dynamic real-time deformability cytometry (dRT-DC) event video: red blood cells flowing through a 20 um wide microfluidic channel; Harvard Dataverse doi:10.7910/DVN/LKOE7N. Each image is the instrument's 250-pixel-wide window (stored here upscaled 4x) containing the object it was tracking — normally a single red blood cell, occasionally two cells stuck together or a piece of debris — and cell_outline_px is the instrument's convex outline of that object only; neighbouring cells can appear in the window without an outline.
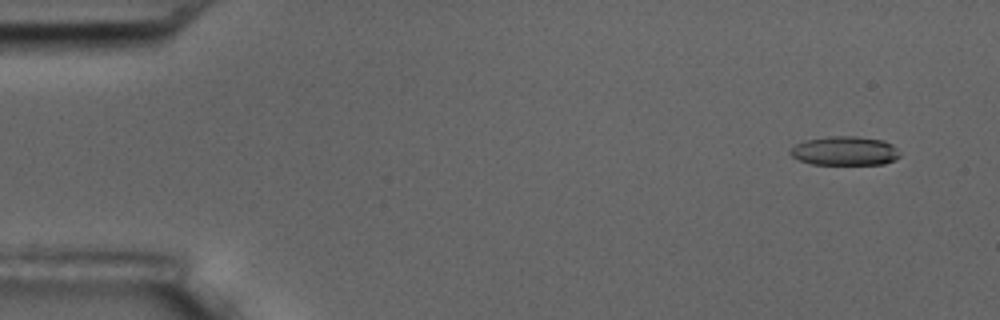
{"species": "common noctule bat (a hibernating species)", "species_latin": "Nyctalus noctula", "temperature_condition": "room temperature", "stored_images_in_passage": 5, "camera_frame_rate_fps": 3000, "um_per_image_px": 0.085, "animal": {"sex": "male", "body_mass_g": 17.5, "forearm_length_mm": 52.3}, "frame": {"image": 1, "passage_image": 1, "time_ms": 0.0, "image_size_px": [1000, 320], "cell_outline_px": [[900, 156], [896, 160], [884, 164], [812, 164], [800, 160], [792, 156], [788, 152], [796, 144], [804, 140], [828, 136], [856, 136], [884, 140], [892, 144], [900, 152]], "centroid_in_image_um": [71.83, 12.82], "position_along_channel_um": 13.2, "area_um2": 18.67}}